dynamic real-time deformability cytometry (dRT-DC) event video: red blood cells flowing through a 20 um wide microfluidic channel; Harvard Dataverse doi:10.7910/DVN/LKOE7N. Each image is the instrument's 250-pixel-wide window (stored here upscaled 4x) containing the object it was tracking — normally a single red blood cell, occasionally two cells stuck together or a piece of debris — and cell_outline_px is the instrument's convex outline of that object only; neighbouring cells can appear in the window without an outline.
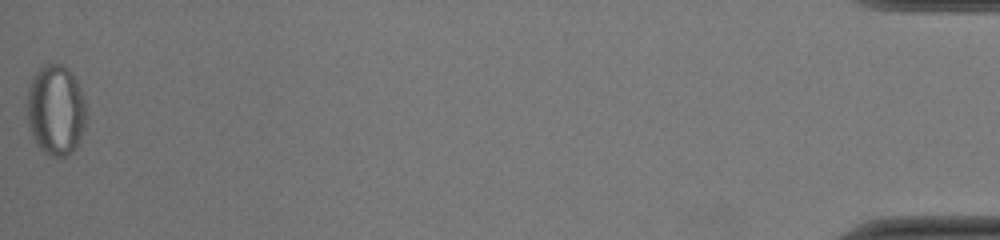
{"species": "common noctule bat (a hibernating species)", "species_latin": "Nyctalus noctula", "temperature_condition": "cold", "stored_images_in_passage": 35, "segment_of_instrument_passage": [2, 2], "camera_frame_rate_fps": 3000, "um_per_image_px": 0.085, "animal": {"sex": "female", "body_mass_g": 22.0, "forearm_length_mm": 56.7}, "frame": {"image": 1, "passage_image": 35, "time_ms": 11.333, "image_size_px": [1000, 240], "cell_outline_px": [[84, 128], [72, 152], [64, 156], [48, 156], [36, 144], [32, 136], [28, 124], [28, 88], [32, 76], [40, 68], [48, 64], [60, 64], [68, 68], [72, 72], [76, 80], [84, 100]], "centroid_in_image_um": [4.71, 9.35], "position_along_channel_um": 430.5, "area_um2": 30.75}}